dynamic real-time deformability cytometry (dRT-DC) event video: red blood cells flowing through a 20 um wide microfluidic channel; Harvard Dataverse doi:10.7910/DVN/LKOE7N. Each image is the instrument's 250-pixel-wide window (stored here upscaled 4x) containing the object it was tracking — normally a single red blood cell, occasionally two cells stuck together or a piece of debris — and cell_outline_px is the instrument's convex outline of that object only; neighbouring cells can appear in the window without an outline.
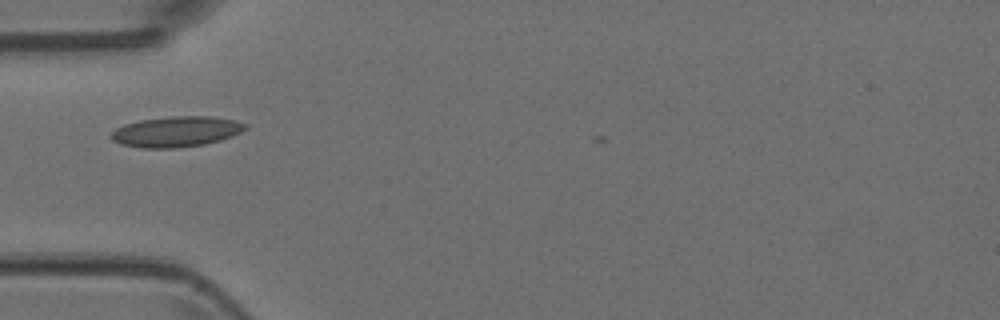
{"species": "Egyptian fruit bat (a non-hibernating species)", "species_latin": "Rousettus aegyptiacus", "temperature_condition": "room temperature", "stored_images_in_passage": 2, "camera_frame_rate_fps": 3000, "um_per_image_px": 0.085, "animal": {"sex": "female"}, "frame": {"image": 1, "passage_image": 1, "time_ms": 0.0, "image_size_px": [1000, 320], "cell_outline_px": [[248, 128], [232, 136], [220, 140], [204, 144], [176, 148], [140, 148], [120, 144], [112, 140], [112, 132], [116, 128], [124, 124], [140, 120], [172, 116], [212, 116], [236, 120], [248, 124]], "centroid_in_image_um": [15.0, 11.18], "position_along_channel_um": 70.0, "area_um2": 23.99}}